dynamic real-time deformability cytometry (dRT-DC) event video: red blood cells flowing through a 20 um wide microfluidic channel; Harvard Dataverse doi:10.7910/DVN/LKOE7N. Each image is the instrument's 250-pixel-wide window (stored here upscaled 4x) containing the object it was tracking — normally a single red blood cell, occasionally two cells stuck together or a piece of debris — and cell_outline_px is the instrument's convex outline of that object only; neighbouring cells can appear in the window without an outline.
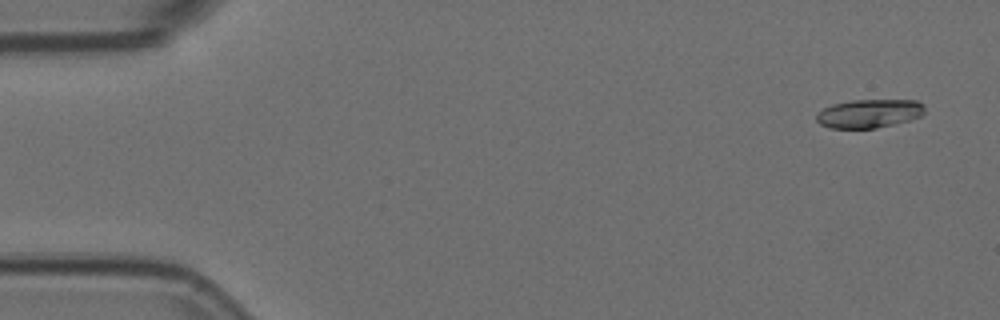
{"species": "Egyptian fruit bat (a non-hibernating species)", "species_latin": "Rousettus aegyptiacus", "temperature_condition": "room temperature", "stored_images_in_passage": 8, "camera_frame_rate_fps": 3000, "um_per_image_px": 0.085, "animal": {"sex": "female"}, "frame": {"image": 1, "passage_image": 3, "time_ms": 0.667, "image_size_px": [1000, 320], "cell_outline_px": [[924, 112], [920, 116], [908, 120], [876, 128], [828, 128], [820, 124], [816, 120], [816, 112], [832, 104], [852, 100], [916, 100], [924, 104]], "centroid_in_image_um": [73.84, 9.64], "position_along_channel_um": 11.2, "area_um2": 18.03}}